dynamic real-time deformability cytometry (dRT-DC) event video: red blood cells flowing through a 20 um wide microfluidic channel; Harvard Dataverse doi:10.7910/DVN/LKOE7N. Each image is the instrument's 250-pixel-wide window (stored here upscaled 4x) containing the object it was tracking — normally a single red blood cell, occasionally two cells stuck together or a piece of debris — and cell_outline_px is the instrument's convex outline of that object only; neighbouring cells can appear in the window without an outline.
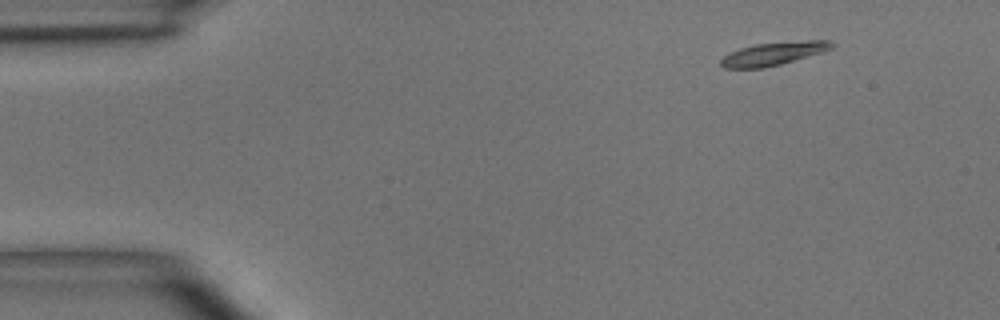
{"species": "common noctule bat (a hibernating species)", "species_latin": "Nyctalus noctula", "temperature_condition": "room temperature", "stored_images_in_passage": 2, "camera_frame_rate_fps": 3000, "um_per_image_px": 0.085, "animal": {"sex": "male", "body_mass_g": 15.6}, "frame": {"image": 1, "passage_image": 2, "time_ms": 1.333, "image_size_px": [1000, 320], "cell_outline_px": [[836, 44], [832, 48], [824, 52], [780, 64], [764, 68], [724, 68], [720, 64], [720, 60], [728, 52], [740, 48], [756, 44], [808, 40], [832, 40]], "centroid_in_image_um": [65.77, 4.55], "position_along_channel_um": 19.2, "area_um2": 15.03}}